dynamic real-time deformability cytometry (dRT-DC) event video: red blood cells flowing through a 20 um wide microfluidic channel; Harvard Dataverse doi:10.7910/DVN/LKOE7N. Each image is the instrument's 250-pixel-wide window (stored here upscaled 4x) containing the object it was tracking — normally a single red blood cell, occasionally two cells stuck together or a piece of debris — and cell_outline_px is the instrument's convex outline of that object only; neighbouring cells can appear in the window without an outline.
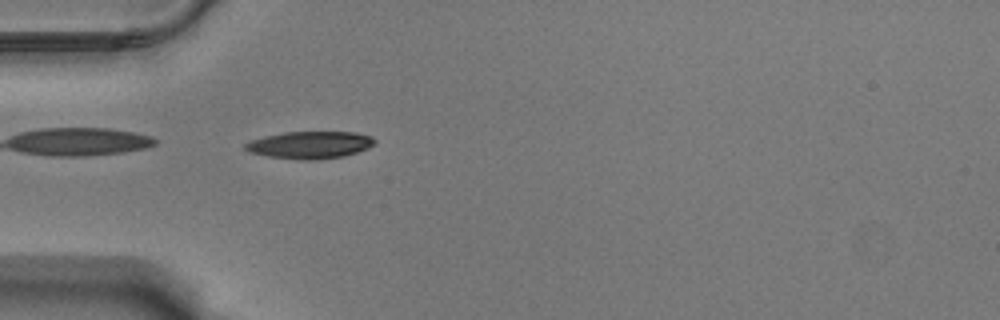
{"species": "Egyptian fruit bat (a non-hibernating species)", "species_latin": "Rousettus aegyptiacus", "temperature_condition": "warm", "stored_images_in_passage": 4, "camera_frame_rate_fps": 3000, "um_per_image_px": 0.085, "animal": {"sex": "male"}, "frame": {"image": 1, "passage_image": 4, "time_ms": 1.0, "image_size_px": [1000, 320], "cell_outline_px": [[376, 144], [368, 148], [344, 156], [312, 160], [300, 160], [268, 156], [248, 152], [244, 148], [244, 144], [252, 140], [264, 136], [284, 132], [356, 132], [372, 136], [376, 140]], "centroid_in_image_um": [26.36, 12.31], "position_along_channel_um": 58.6, "area_um2": 20.63}}